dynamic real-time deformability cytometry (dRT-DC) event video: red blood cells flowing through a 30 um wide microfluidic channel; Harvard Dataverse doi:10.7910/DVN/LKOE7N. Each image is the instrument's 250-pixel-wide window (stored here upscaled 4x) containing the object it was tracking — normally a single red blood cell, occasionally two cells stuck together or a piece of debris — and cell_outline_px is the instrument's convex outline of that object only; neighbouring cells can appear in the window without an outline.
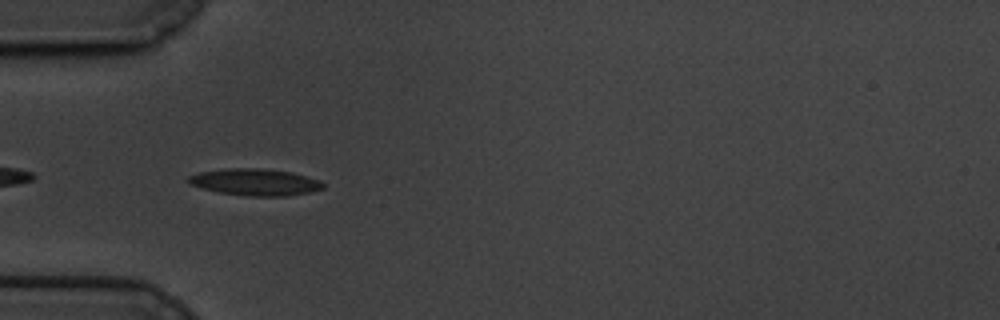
{"species": "common noctule bat (a hibernating species)", "species_latin": "Nyctalus noctula", "temperature_condition": "cold", "stored_images_in_passage": 28, "camera_frame_rate_fps": 3000, "um_per_image_px": 0.085, "animal": {"sex": "male", "body_mass_g": 19.5, "forearm_length_mm": 54.6}, "frame": {"image": 1, "passage_image": 3, "time_ms": 0.667, "image_size_px": [1000, 320], "cell_outline_px": [[324, 188], [308, 192], [288, 196], [244, 196], [220, 192], [188, 184], [184, 180], [188, 176], [200, 172], [224, 168], [256, 168], [292, 172], [320, 180], [324, 184]], "centroid_in_image_um": [21.65, 15.48], "position_along_channel_um": 63.3, "area_um2": 21.04}}
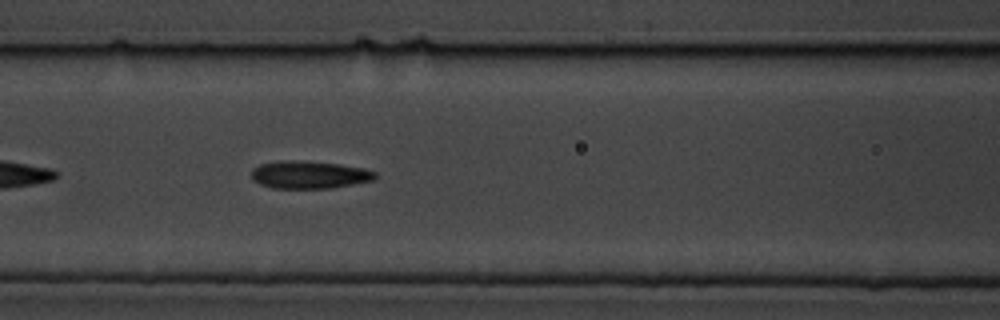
{"frame": {"image": 2, "passage_image": 10, "time_ms": 3.0, "image_size_px": [1000, 320], "cell_outline_px": [[376, 176], [372, 180], [332, 188], [272, 188], [260, 184], [252, 180], [252, 168], [260, 164], [340, 164], [364, 168], [376, 172]], "centroid_in_image_um": [26.34, 14.92], "position_along_channel_um": 140.3, "area_um2": 18.55}}
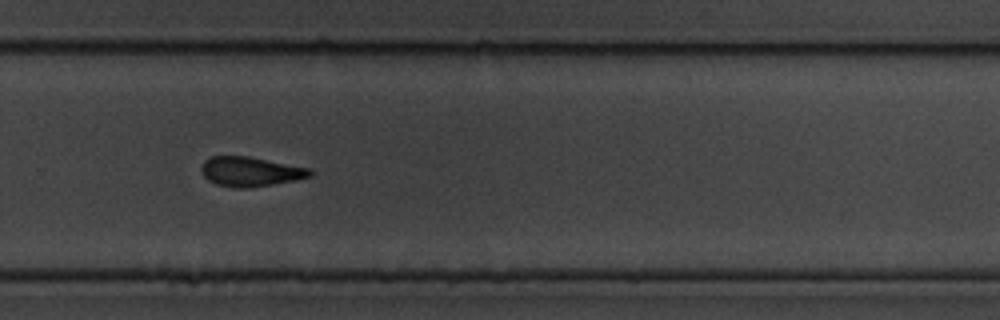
{"frame": {"image": 3, "passage_image": 25, "time_ms": 8.0, "image_size_px": [1000, 320], "cell_outline_px": [[312, 176], [296, 180], [248, 188], [236, 188], [216, 184], [208, 180], [204, 176], [200, 168], [204, 160], [212, 156], [248, 156], [312, 168]], "centroid_in_image_um": [21.3, 14.58], "position_along_channel_um": 308.5, "area_um2": 18.84}}